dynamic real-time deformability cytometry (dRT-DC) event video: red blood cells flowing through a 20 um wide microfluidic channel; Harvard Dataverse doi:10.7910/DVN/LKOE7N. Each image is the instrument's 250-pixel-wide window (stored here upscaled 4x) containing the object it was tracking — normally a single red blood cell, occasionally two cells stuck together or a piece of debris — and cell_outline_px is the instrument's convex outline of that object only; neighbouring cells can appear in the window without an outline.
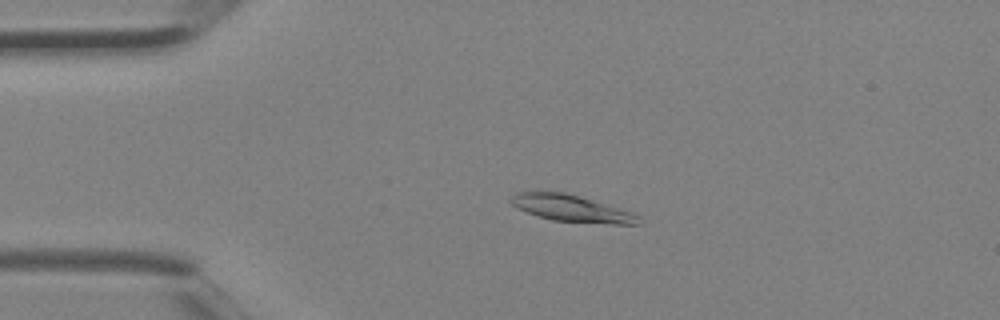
{"species": "Egyptian fruit bat (a non-hibernating species)", "species_latin": "Rousettus aegyptiacus", "temperature_condition": "room temperature", "stored_images_in_passage": 4, "camera_frame_rate_fps": 3000, "um_per_image_px": 0.085, "animal": {"sex": "female"}, "frame": {"image": 1, "passage_image": 3, "time_ms": 0.667, "image_size_px": [1000, 320], "cell_outline_px": [[644, 224], [612, 224], [552, 220], [536, 216], [516, 208], [508, 200], [516, 192], [564, 192], [632, 212], [640, 216]], "centroid_in_image_um": [48.58, 17.73], "position_along_channel_um": 36.4, "area_um2": 19.77}}